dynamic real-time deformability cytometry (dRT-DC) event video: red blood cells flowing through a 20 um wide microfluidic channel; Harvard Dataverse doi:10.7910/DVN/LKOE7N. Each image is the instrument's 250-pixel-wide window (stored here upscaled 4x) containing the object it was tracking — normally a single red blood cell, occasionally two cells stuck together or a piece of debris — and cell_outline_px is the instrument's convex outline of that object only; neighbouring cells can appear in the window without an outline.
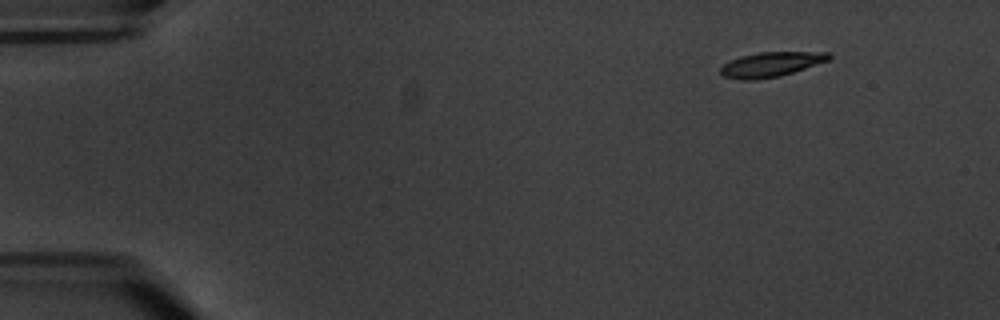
{"species": "common noctule bat (a hibernating species)", "species_latin": "Nyctalus noctula", "temperature_condition": "warm", "stored_images_in_passage": 9, "camera_frame_rate_fps": 3000, "um_per_image_px": 0.085, "animal": {"sex": "male", "body_mass_g": 20.1, "forearm_length_mm": 53.5}, "frame": {"image": 1, "passage_image": 1, "time_ms": 0.0, "image_size_px": [1000, 320], "cell_outline_px": [[832, 56], [828, 60], [780, 76], [752, 80], [740, 80], [724, 76], [720, 72], [720, 68], [724, 64], [740, 56], [756, 52], [832, 52]], "centroid_in_image_um": [65.52, 5.46], "position_along_channel_um": 19.5, "area_um2": 15.49}}
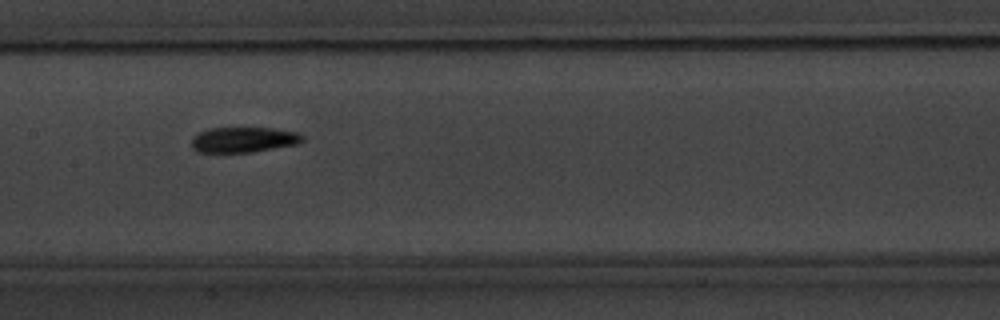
{"frame": {"image": 2, "passage_image": 8, "time_ms": 8.0, "image_size_px": [1000, 320], "cell_outline_px": [[304, 140], [300, 144], [252, 152], [196, 152], [192, 148], [192, 136], [208, 128], [272, 128], [296, 132], [304, 136]], "centroid_in_image_um": [20.71, 11.88], "position_along_channel_um": 186.7, "area_um2": 16.53}}
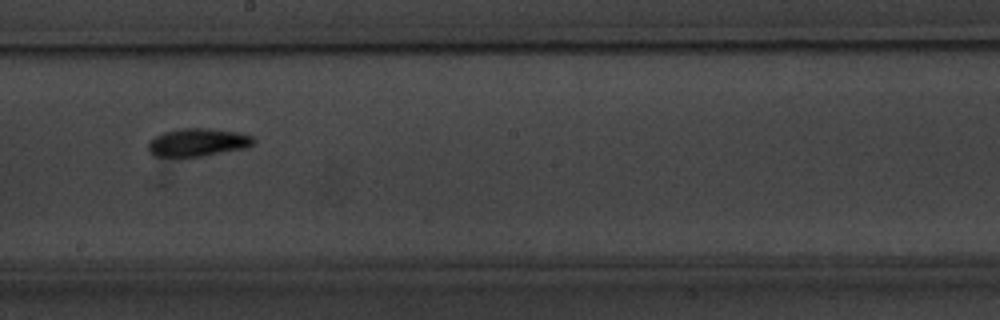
{"frame": {"image": 3, "passage_image": 9, "time_ms": 9.333, "image_size_px": [1000, 320], "cell_outline_px": [[256, 140], [248, 148], [204, 156], [152, 156], [148, 152], [148, 144], [156, 136], [164, 132], [180, 128], [208, 128], [240, 132], [252, 136]], "centroid_in_image_um": [16.85, 12.1], "position_along_channel_um": 231.4, "area_um2": 17.28}}